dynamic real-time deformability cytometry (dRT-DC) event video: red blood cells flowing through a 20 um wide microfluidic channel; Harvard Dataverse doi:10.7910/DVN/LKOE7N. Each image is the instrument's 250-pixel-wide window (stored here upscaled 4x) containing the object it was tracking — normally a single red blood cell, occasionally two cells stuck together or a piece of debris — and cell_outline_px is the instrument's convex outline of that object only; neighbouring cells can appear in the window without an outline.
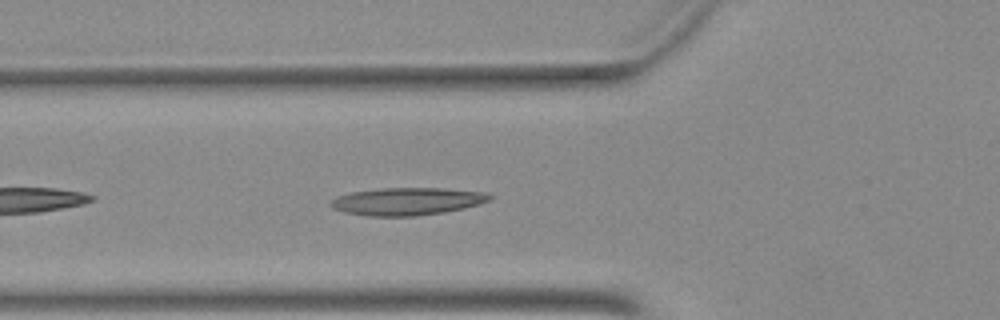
{"species": "Egyptian fruit bat (a non-hibernating species)", "species_latin": "Rousettus aegyptiacus", "temperature_condition": "warm", "stored_images_in_passage": 38, "camera_frame_rate_fps": 3000, "um_per_image_px": 0.085, "animal": {"sex": "female"}, "frame": {"image": 1, "passage_image": 5, "time_ms": 1.333, "image_size_px": [1000, 320], "cell_outline_px": [[492, 200], [480, 204], [464, 208], [444, 212], [416, 216], [364, 216], [344, 212], [332, 208], [328, 204], [332, 200], [340, 196], [352, 192], [384, 188], [444, 188], [488, 192], [492, 196]], "centroid_in_image_um": [34.65, 17.12], "position_along_channel_um": 91.1, "area_um2": 25.66}}
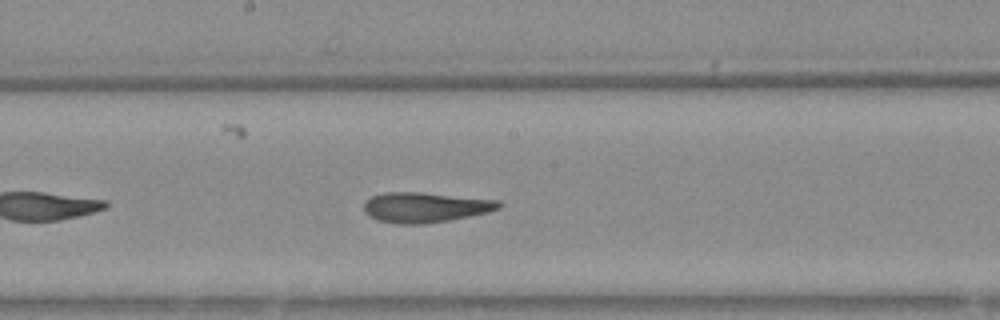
{"frame": {"image": 2, "passage_image": 14, "time_ms": 4.333, "image_size_px": [1000, 320], "cell_outline_px": [[500, 208], [488, 212], [448, 220], [424, 224], [396, 224], [376, 220], [368, 216], [364, 212], [364, 200], [372, 196], [384, 192], [420, 192], [500, 200]], "centroid_in_image_um": [36.08, 17.62], "position_along_channel_um": 212.1, "area_um2": 23.81}}
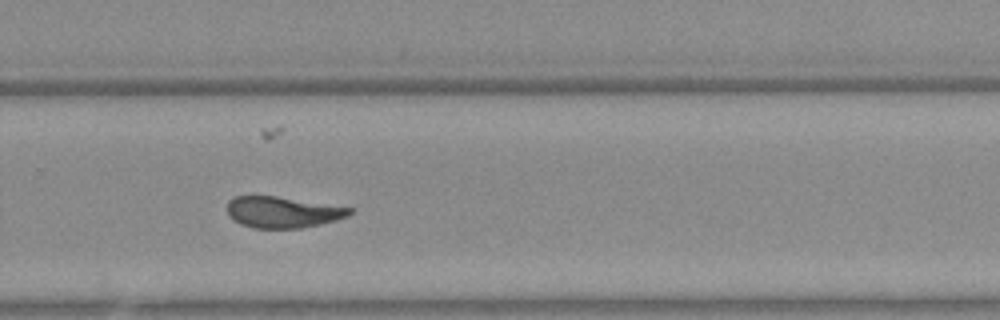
{"frame": {"image": 3, "passage_image": 21, "time_ms": 6.667, "image_size_px": [1000, 320], "cell_outline_px": [[352, 212], [348, 216], [336, 220], [320, 224], [300, 228], [252, 228], [240, 224], [232, 220], [228, 216], [228, 200], [232, 196], [276, 196], [352, 208]], "centroid_in_image_um": [23.98, 18.04], "position_along_channel_um": 305.8, "area_um2": 22.25}}